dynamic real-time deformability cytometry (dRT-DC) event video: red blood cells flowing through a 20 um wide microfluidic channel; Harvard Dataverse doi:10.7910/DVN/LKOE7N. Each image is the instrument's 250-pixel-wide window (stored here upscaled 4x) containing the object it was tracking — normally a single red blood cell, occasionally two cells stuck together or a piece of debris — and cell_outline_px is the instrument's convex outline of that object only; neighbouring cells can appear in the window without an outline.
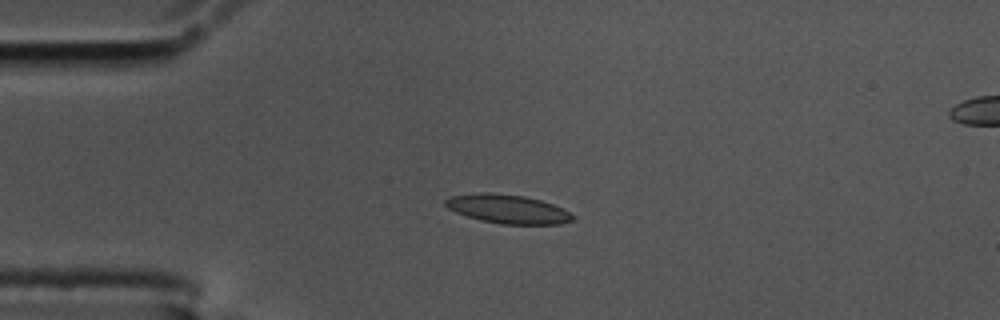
{"species": "common noctule bat (a hibernating species)", "species_latin": "Nyctalus noctula", "temperature_condition": "cold", "stored_images_in_passage": 45, "camera_frame_rate_fps": 3000, "um_per_image_px": 0.085, "animal": {"sex": "male", "body_mass_g": 17.5, "forearm_length_mm": 52.3}, "frame": {"image": 1, "passage_image": 1, "time_ms": 0.0, "image_size_px": [1000, 320], "cell_outline_px": [[576, 220], [560, 224], [504, 224], [480, 220], [456, 212], [448, 208], [444, 204], [444, 200], [448, 196], [484, 192], [488, 192], [524, 196], [540, 200], [552, 204], [576, 216]], "centroid_in_image_um": [43.15, 17.76], "position_along_channel_um": 41.8, "area_um2": 21.33}}
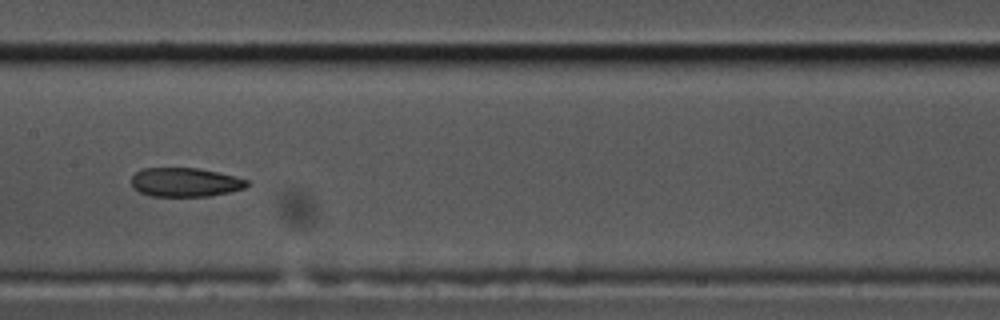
{"frame": {"image": 2, "passage_image": 16, "time_ms": 5.0, "image_size_px": [1000, 320], "cell_outline_px": [[248, 184], [244, 188], [228, 192], [208, 196], [152, 196], [140, 192], [132, 188], [132, 176], [140, 168], [196, 168], [216, 172], [248, 180]], "centroid_in_image_um": [15.68, 15.49], "position_along_channel_um": 191.7, "area_um2": 19.31}}
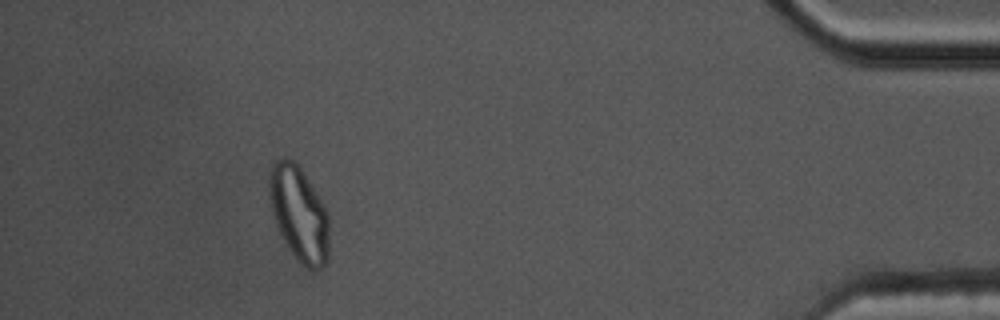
{"frame": {"image": 3, "passage_image": 40, "time_ms": 13.0, "image_size_px": [1000, 320], "cell_outline_px": [[328, 260], [316, 272], [300, 264], [296, 260], [288, 248], [276, 224], [272, 212], [268, 196], [268, 172], [272, 160], [284, 156], [292, 160], [300, 168], [324, 204], [328, 216]], "centroid_in_image_um": [25.38, 18.14], "position_along_channel_um": 409.8, "area_um2": 33.52}, "authors_computed_cell_mechanics": {"area_um2": 21.3282, "velocity_mm_per_s": 3.451, "shape_relaxation_time_tau1_ms": null, "shape_relaxation_time_tau2_ms": 2.404, "deformation_change_tau1": null, "deformation_change_tau2": 0.0801}}